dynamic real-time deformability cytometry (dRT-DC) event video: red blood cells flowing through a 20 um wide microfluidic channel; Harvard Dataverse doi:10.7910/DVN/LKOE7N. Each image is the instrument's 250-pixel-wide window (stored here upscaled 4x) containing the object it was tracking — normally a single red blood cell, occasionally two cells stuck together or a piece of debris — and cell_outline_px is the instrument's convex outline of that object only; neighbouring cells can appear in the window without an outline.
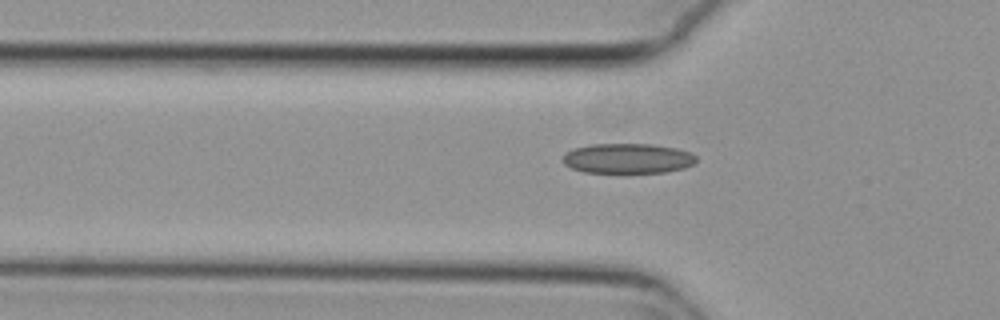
{"species": "common noctule bat (a hibernating species)", "species_latin": "Nyctalus noctula", "temperature_condition": "cold", "stored_images_in_passage": 36, "camera_frame_rate_fps": 3000, "um_per_image_px": 0.085, "animal": {"sex": "female", "body_mass_g": 29.2, "forearm_length_mm": 56.3}, "frame": {"image": 1, "passage_image": 6, "time_ms": 1.667, "image_size_px": [1000, 320], "cell_outline_px": [[696, 160], [692, 164], [684, 168], [664, 172], [624, 176], [584, 172], [572, 168], [564, 164], [560, 160], [564, 152], [572, 148], [592, 144], [648, 144], [676, 148], [688, 152], [696, 156]], "centroid_in_image_um": [53.27, 13.52], "position_along_channel_um": 72.5, "area_um2": 24.45}}
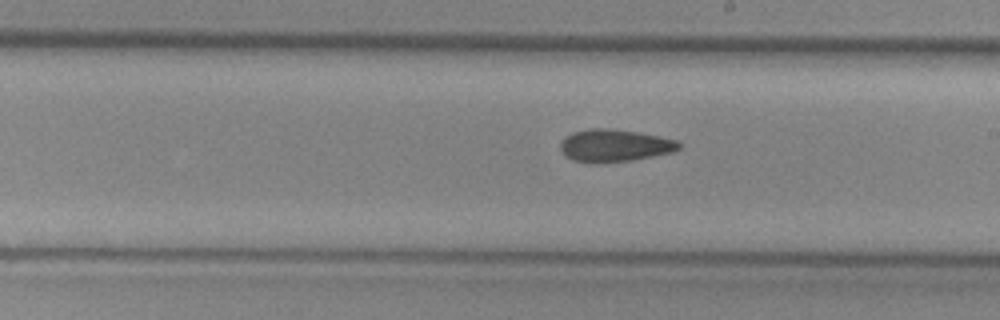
{"frame": {"image": 2, "passage_image": 19, "time_ms": 6.0, "image_size_px": [1000, 320], "cell_outline_px": [[680, 148], [672, 152], [632, 160], [572, 160], [564, 156], [560, 148], [560, 140], [564, 136], [572, 132], [588, 128], [608, 128], [636, 132], [676, 140], [680, 144]], "centroid_in_image_um": [52.19, 12.32], "position_along_channel_um": 236.8, "area_um2": 21.68}}
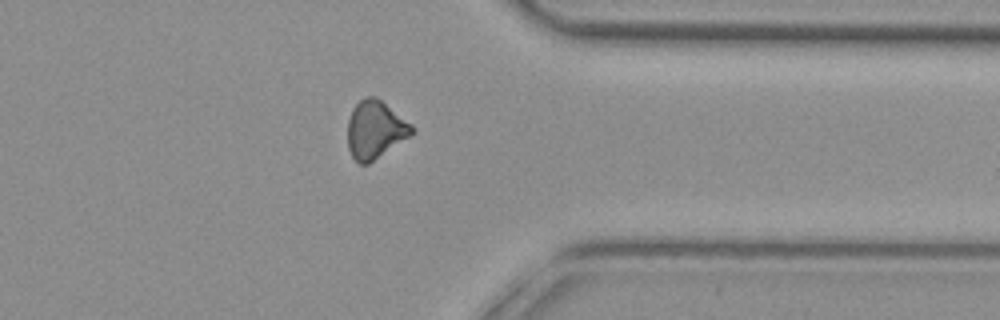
{"frame": {"image": 3, "passage_image": 31, "time_ms": 10.0, "image_size_px": [1000, 320], "cell_outline_px": [[416, 132], [412, 136], [368, 164], [360, 164], [352, 156], [348, 148], [348, 120], [352, 108], [360, 100], [368, 96], [376, 96], [412, 124], [416, 128]], "centroid_in_image_um": [31.92, 11.02], "position_along_channel_um": 379.5, "area_um2": 21.91}, "authors_computed_cell_mechanics": {"area_um2": 22.0507, "velocity_mm_per_s": 3.7836, "shape_relaxation_time_tau1_ms": null, "shape_relaxation_time_tau2_ms": 6.0624, "deformation_change_tau1": null, "deformation_change_tau2": 0.1442}}